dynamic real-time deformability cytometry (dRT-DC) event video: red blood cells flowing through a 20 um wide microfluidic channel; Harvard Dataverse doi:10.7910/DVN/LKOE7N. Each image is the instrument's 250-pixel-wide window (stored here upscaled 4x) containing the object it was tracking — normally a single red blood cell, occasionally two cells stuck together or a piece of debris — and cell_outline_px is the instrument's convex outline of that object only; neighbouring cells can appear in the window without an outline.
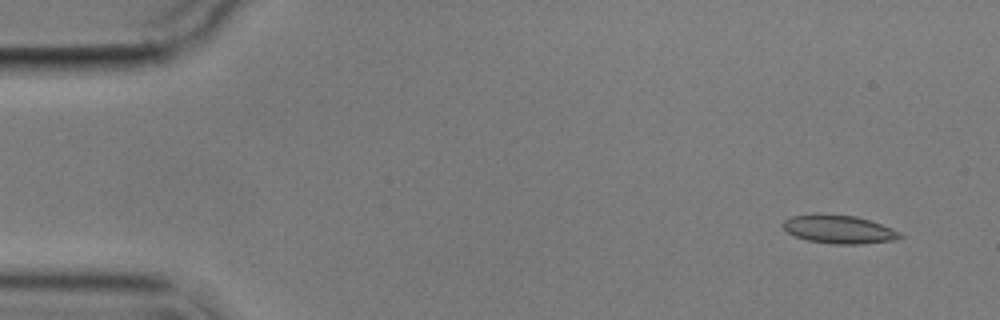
{"species": "common noctule bat (a hibernating species)", "species_latin": "Nyctalus noctula", "temperature_condition": "cold", "stored_images_in_passage": 5, "camera_frame_rate_fps": 3000, "um_per_image_px": 0.085, "animal": {"sex": "male", "body_mass_g": 17.9}, "frame": {"image": 1, "passage_image": 1, "time_ms": 0.0, "image_size_px": [1000, 320], "cell_outline_px": [[904, 236], [896, 240], [860, 244], [836, 244], [808, 240], [796, 236], [788, 232], [780, 224], [784, 220], [792, 216], [816, 212], [820, 212], [856, 216], [892, 228], [900, 232]], "centroid_in_image_um": [71.29, 19.46], "position_along_channel_um": 13.7, "area_um2": 19.59}}
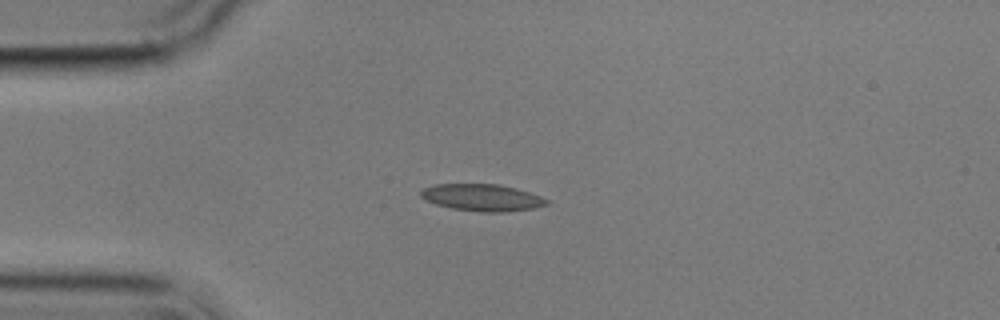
{"frame": {"image": 2, "passage_image": 4, "time_ms": 3.333, "image_size_px": [1000, 320], "cell_outline_px": [[548, 204], [532, 208], [504, 212], [480, 212], [452, 208], [436, 204], [420, 196], [420, 192], [424, 188], [436, 184], [500, 184], [516, 188], [540, 196], [548, 200]], "centroid_in_image_um": [40.98, 16.79], "position_along_channel_um": 44.0, "area_um2": 19.54}}